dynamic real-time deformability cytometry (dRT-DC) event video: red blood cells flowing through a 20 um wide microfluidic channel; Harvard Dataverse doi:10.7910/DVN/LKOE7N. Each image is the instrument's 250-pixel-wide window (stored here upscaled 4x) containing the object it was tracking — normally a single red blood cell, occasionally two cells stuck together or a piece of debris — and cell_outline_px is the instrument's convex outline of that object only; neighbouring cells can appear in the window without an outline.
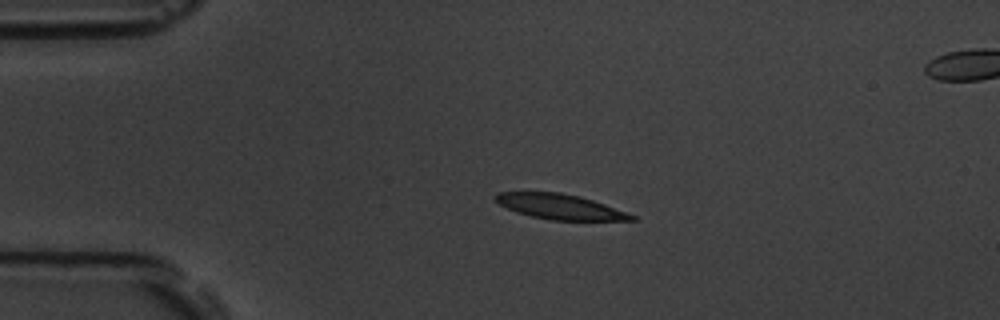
{"species": "common noctule bat (a hibernating species)", "species_latin": "Nyctalus noctula", "temperature_condition": "room temperature", "stored_images_in_passage": 3, "segment_of_instrument_passage": [1, 2], "camera_frame_rate_fps": 3000, "um_per_image_px": 0.085, "animal": {"sex": "male", "body_mass_g": 19.5, "forearm_length_mm": 54.6}, "frame": {"image": 1, "passage_image": 1, "time_ms": 0.0, "image_size_px": [1000, 320], "cell_outline_px": [[636, 220], [552, 220], [532, 216], [516, 212], [492, 200], [492, 196], [496, 192], [560, 192], [580, 196], [604, 204], [636, 216]], "centroid_in_image_um": [47.53, 17.55], "position_along_channel_um": 37.5, "area_um2": 19.83}}